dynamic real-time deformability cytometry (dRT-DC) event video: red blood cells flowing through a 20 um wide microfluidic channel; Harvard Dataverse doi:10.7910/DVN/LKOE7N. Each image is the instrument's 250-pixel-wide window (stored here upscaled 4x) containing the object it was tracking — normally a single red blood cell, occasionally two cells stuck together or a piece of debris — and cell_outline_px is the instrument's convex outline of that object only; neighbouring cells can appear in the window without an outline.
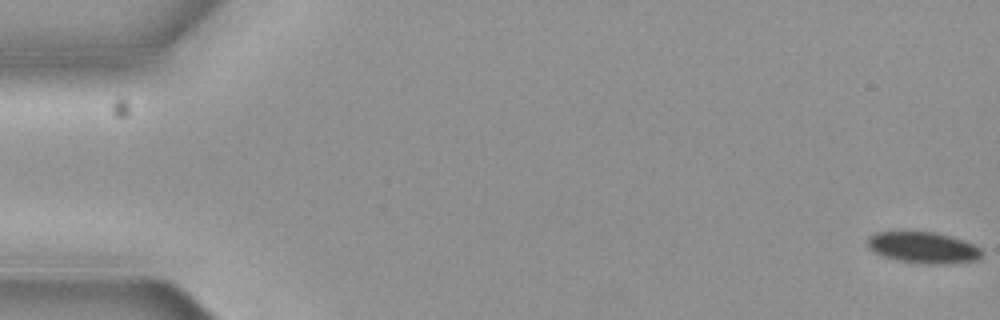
{"species": "common noctule bat (a hibernating species)", "species_latin": "Nyctalus noctula", "temperature_condition": "cold", "stored_images_in_passage": 6, "camera_frame_rate_fps": 3000, "um_per_image_px": 0.085, "animal": {"sex": "female", "body_mass_g": 19.3, "forearm_length_mm": 54.1}, "frame": {"image": 1, "passage_image": 1, "time_ms": 0.0, "image_size_px": [1000, 320], "cell_outline_px": [[984, 252], [980, 260], [948, 264], [924, 264], [896, 260], [884, 256], [868, 248], [868, 236], [876, 232], [904, 228], [908, 228], [936, 232], [952, 236], [964, 240], [980, 248]], "centroid_in_image_um": [78.47, 20.99], "position_along_channel_um": 6.5, "area_um2": 21.96}}
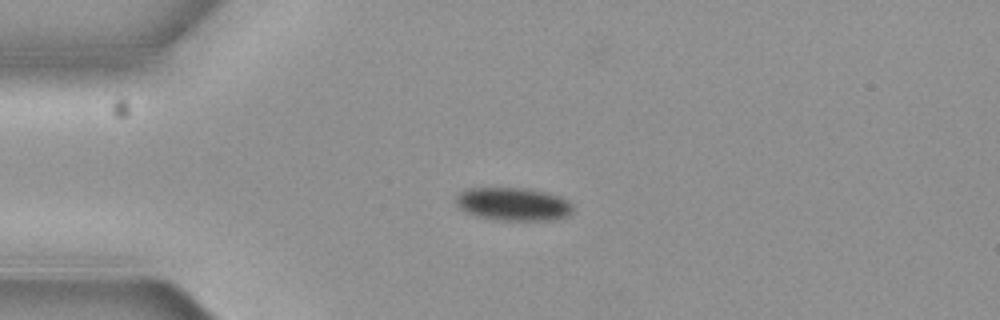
{"frame": {"image": 2, "passage_image": 4, "time_ms": 1.0, "image_size_px": [1000, 320], "cell_outline_px": [[572, 212], [568, 216], [552, 220], [492, 220], [476, 216], [460, 208], [456, 204], [456, 196], [464, 188], [520, 188], [548, 192], [560, 196], [568, 200], [572, 204]], "centroid_in_image_um": [43.63, 17.35], "position_along_channel_um": 41.4, "area_um2": 22.72}}
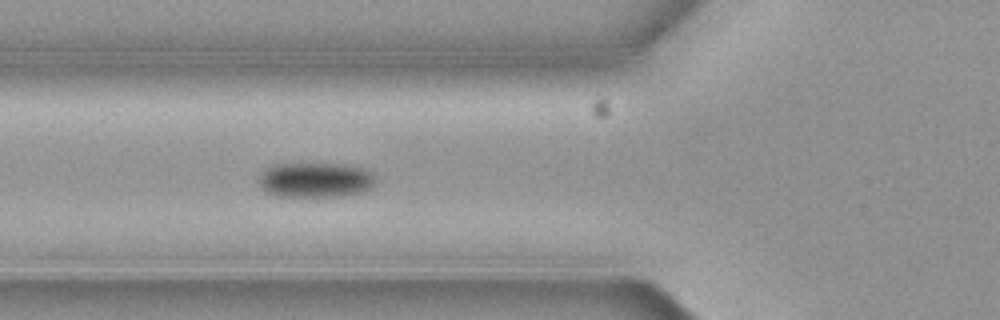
{"frame": {"image": 3, "passage_image": 6, "time_ms": 1.667, "image_size_px": [1000, 320], "cell_outline_px": [[376, 180], [372, 188], [364, 192], [348, 196], [276, 196], [268, 192], [256, 180], [264, 168], [272, 164], [344, 164], [364, 168]], "centroid_in_image_um": [26.8, 15.3], "position_along_channel_um": 99.0, "area_um2": 23.99}}